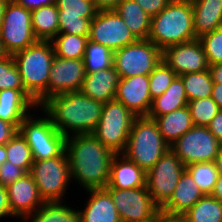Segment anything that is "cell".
Here are the masks:
<instances>
[{
	"mask_svg": "<svg viewBox=\"0 0 222 222\" xmlns=\"http://www.w3.org/2000/svg\"><path fill=\"white\" fill-rule=\"evenodd\" d=\"M207 128L215 138L222 143V109H220L216 116L210 121Z\"/></svg>",
	"mask_w": 222,
	"mask_h": 222,
	"instance_id": "44",
	"label": "cell"
},
{
	"mask_svg": "<svg viewBox=\"0 0 222 222\" xmlns=\"http://www.w3.org/2000/svg\"><path fill=\"white\" fill-rule=\"evenodd\" d=\"M59 14L58 34L89 36L91 20L98 10L87 0H56Z\"/></svg>",
	"mask_w": 222,
	"mask_h": 222,
	"instance_id": "15",
	"label": "cell"
},
{
	"mask_svg": "<svg viewBox=\"0 0 222 222\" xmlns=\"http://www.w3.org/2000/svg\"><path fill=\"white\" fill-rule=\"evenodd\" d=\"M83 59L54 56L47 86V100L52 96L79 91L85 79Z\"/></svg>",
	"mask_w": 222,
	"mask_h": 222,
	"instance_id": "16",
	"label": "cell"
},
{
	"mask_svg": "<svg viewBox=\"0 0 222 222\" xmlns=\"http://www.w3.org/2000/svg\"><path fill=\"white\" fill-rule=\"evenodd\" d=\"M161 60L162 51L148 39L113 52V66L120 78L149 75Z\"/></svg>",
	"mask_w": 222,
	"mask_h": 222,
	"instance_id": "10",
	"label": "cell"
},
{
	"mask_svg": "<svg viewBox=\"0 0 222 222\" xmlns=\"http://www.w3.org/2000/svg\"><path fill=\"white\" fill-rule=\"evenodd\" d=\"M155 222H162L159 218Z\"/></svg>",
	"mask_w": 222,
	"mask_h": 222,
	"instance_id": "57",
	"label": "cell"
},
{
	"mask_svg": "<svg viewBox=\"0 0 222 222\" xmlns=\"http://www.w3.org/2000/svg\"><path fill=\"white\" fill-rule=\"evenodd\" d=\"M183 216L189 222H222V202L204 195Z\"/></svg>",
	"mask_w": 222,
	"mask_h": 222,
	"instance_id": "30",
	"label": "cell"
},
{
	"mask_svg": "<svg viewBox=\"0 0 222 222\" xmlns=\"http://www.w3.org/2000/svg\"><path fill=\"white\" fill-rule=\"evenodd\" d=\"M24 89L19 69L12 55L0 59V90Z\"/></svg>",
	"mask_w": 222,
	"mask_h": 222,
	"instance_id": "39",
	"label": "cell"
},
{
	"mask_svg": "<svg viewBox=\"0 0 222 222\" xmlns=\"http://www.w3.org/2000/svg\"><path fill=\"white\" fill-rule=\"evenodd\" d=\"M9 215L13 216L9 207L7 187L0 185V218Z\"/></svg>",
	"mask_w": 222,
	"mask_h": 222,
	"instance_id": "46",
	"label": "cell"
},
{
	"mask_svg": "<svg viewBox=\"0 0 222 222\" xmlns=\"http://www.w3.org/2000/svg\"><path fill=\"white\" fill-rule=\"evenodd\" d=\"M188 99L180 76H176L168 89L153 99L148 117H159L187 106Z\"/></svg>",
	"mask_w": 222,
	"mask_h": 222,
	"instance_id": "28",
	"label": "cell"
},
{
	"mask_svg": "<svg viewBox=\"0 0 222 222\" xmlns=\"http://www.w3.org/2000/svg\"><path fill=\"white\" fill-rule=\"evenodd\" d=\"M7 192L13 216H22L24 219L31 217L32 212L34 213L40 208L38 205L42 206L45 203L29 172L7 186Z\"/></svg>",
	"mask_w": 222,
	"mask_h": 222,
	"instance_id": "19",
	"label": "cell"
},
{
	"mask_svg": "<svg viewBox=\"0 0 222 222\" xmlns=\"http://www.w3.org/2000/svg\"><path fill=\"white\" fill-rule=\"evenodd\" d=\"M67 137L65 151L69 160L70 177L85 189H100L108 185L115 153L93 134Z\"/></svg>",
	"mask_w": 222,
	"mask_h": 222,
	"instance_id": "1",
	"label": "cell"
},
{
	"mask_svg": "<svg viewBox=\"0 0 222 222\" xmlns=\"http://www.w3.org/2000/svg\"><path fill=\"white\" fill-rule=\"evenodd\" d=\"M0 37L8 55L34 44L37 39L32 30L31 11L14 0H8L3 13Z\"/></svg>",
	"mask_w": 222,
	"mask_h": 222,
	"instance_id": "9",
	"label": "cell"
},
{
	"mask_svg": "<svg viewBox=\"0 0 222 222\" xmlns=\"http://www.w3.org/2000/svg\"><path fill=\"white\" fill-rule=\"evenodd\" d=\"M149 118L156 121L159 132L169 145L174 143L194 126L187 106L159 117Z\"/></svg>",
	"mask_w": 222,
	"mask_h": 222,
	"instance_id": "26",
	"label": "cell"
},
{
	"mask_svg": "<svg viewBox=\"0 0 222 222\" xmlns=\"http://www.w3.org/2000/svg\"><path fill=\"white\" fill-rule=\"evenodd\" d=\"M204 48L209 65L222 63V28L198 38Z\"/></svg>",
	"mask_w": 222,
	"mask_h": 222,
	"instance_id": "40",
	"label": "cell"
},
{
	"mask_svg": "<svg viewBox=\"0 0 222 222\" xmlns=\"http://www.w3.org/2000/svg\"><path fill=\"white\" fill-rule=\"evenodd\" d=\"M195 39L191 1L171 0L159 14L151 17L148 40L162 52L169 46Z\"/></svg>",
	"mask_w": 222,
	"mask_h": 222,
	"instance_id": "3",
	"label": "cell"
},
{
	"mask_svg": "<svg viewBox=\"0 0 222 222\" xmlns=\"http://www.w3.org/2000/svg\"><path fill=\"white\" fill-rule=\"evenodd\" d=\"M185 170L204 195H211L219 176L215 161L187 165Z\"/></svg>",
	"mask_w": 222,
	"mask_h": 222,
	"instance_id": "34",
	"label": "cell"
},
{
	"mask_svg": "<svg viewBox=\"0 0 222 222\" xmlns=\"http://www.w3.org/2000/svg\"><path fill=\"white\" fill-rule=\"evenodd\" d=\"M85 73H92L113 66V51L106 46L87 41L84 55Z\"/></svg>",
	"mask_w": 222,
	"mask_h": 222,
	"instance_id": "35",
	"label": "cell"
},
{
	"mask_svg": "<svg viewBox=\"0 0 222 222\" xmlns=\"http://www.w3.org/2000/svg\"><path fill=\"white\" fill-rule=\"evenodd\" d=\"M19 132L28 143L34 160L54 158L65 150L66 137L49 117L33 120L27 116L20 124Z\"/></svg>",
	"mask_w": 222,
	"mask_h": 222,
	"instance_id": "8",
	"label": "cell"
},
{
	"mask_svg": "<svg viewBox=\"0 0 222 222\" xmlns=\"http://www.w3.org/2000/svg\"><path fill=\"white\" fill-rule=\"evenodd\" d=\"M204 194L194 182L191 175L185 170L179 179L170 199L160 208V213L169 215H183Z\"/></svg>",
	"mask_w": 222,
	"mask_h": 222,
	"instance_id": "21",
	"label": "cell"
},
{
	"mask_svg": "<svg viewBox=\"0 0 222 222\" xmlns=\"http://www.w3.org/2000/svg\"><path fill=\"white\" fill-rule=\"evenodd\" d=\"M6 157V161L21 167L26 173L30 171L34 162L32 151L19 131L6 144Z\"/></svg>",
	"mask_w": 222,
	"mask_h": 222,
	"instance_id": "36",
	"label": "cell"
},
{
	"mask_svg": "<svg viewBox=\"0 0 222 222\" xmlns=\"http://www.w3.org/2000/svg\"><path fill=\"white\" fill-rule=\"evenodd\" d=\"M169 149L156 121L141 116L133 122L123 154L147 173Z\"/></svg>",
	"mask_w": 222,
	"mask_h": 222,
	"instance_id": "5",
	"label": "cell"
},
{
	"mask_svg": "<svg viewBox=\"0 0 222 222\" xmlns=\"http://www.w3.org/2000/svg\"><path fill=\"white\" fill-rule=\"evenodd\" d=\"M215 164H216L218 173H219L220 175H222V147H221V149H220V151H219L218 156H217L216 159H215Z\"/></svg>",
	"mask_w": 222,
	"mask_h": 222,
	"instance_id": "52",
	"label": "cell"
},
{
	"mask_svg": "<svg viewBox=\"0 0 222 222\" xmlns=\"http://www.w3.org/2000/svg\"><path fill=\"white\" fill-rule=\"evenodd\" d=\"M211 196L222 202V175L220 174L218 176L217 182L215 183V187L211 193Z\"/></svg>",
	"mask_w": 222,
	"mask_h": 222,
	"instance_id": "51",
	"label": "cell"
},
{
	"mask_svg": "<svg viewBox=\"0 0 222 222\" xmlns=\"http://www.w3.org/2000/svg\"><path fill=\"white\" fill-rule=\"evenodd\" d=\"M185 165L169 149L146 173V186L153 202L161 208L172 196Z\"/></svg>",
	"mask_w": 222,
	"mask_h": 222,
	"instance_id": "13",
	"label": "cell"
},
{
	"mask_svg": "<svg viewBox=\"0 0 222 222\" xmlns=\"http://www.w3.org/2000/svg\"><path fill=\"white\" fill-rule=\"evenodd\" d=\"M137 4L150 16L159 14L171 0H135Z\"/></svg>",
	"mask_w": 222,
	"mask_h": 222,
	"instance_id": "42",
	"label": "cell"
},
{
	"mask_svg": "<svg viewBox=\"0 0 222 222\" xmlns=\"http://www.w3.org/2000/svg\"><path fill=\"white\" fill-rule=\"evenodd\" d=\"M90 200L79 212V222H122L110 194L104 189H90Z\"/></svg>",
	"mask_w": 222,
	"mask_h": 222,
	"instance_id": "22",
	"label": "cell"
},
{
	"mask_svg": "<svg viewBox=\"0 0 222 222\" xmlns=\"http://www.w3.org/2000/svg\"><path fill=\"white\" fill-rule=\"evenodd\" d=\"M115 11L123 18L137 40L148 39L151 28V17L135 0H122Z\"/></svg>",
	"mask_w": 222,
	"mask_h": 222,
	"instance_id": "27",
	"label": "cell"
},
{
	"mask_svg": "<svg viewBox=\"0 0 222 222\" xmlns=\"http://www.w3.org/2000/svg\"><path fill=\"white\" fill-rule=\"evenodd\" d=\"M19 126L0 119V146L6 145L18 133Z\"/></svg>",
	"mask_w": 222,
	"mask_h": 222,
	"instance_id": "43",
	"label": "cell"
},
{
	"mask_svg": "<svg viewBox=\"0 0 222 222\" xmlns=\"http://www.w3.org/2000/svg\"><path fill=\"white\" fill-rule=\"evenodd\" d=\"M176 76V73L162 59L149 74V90L152 100L162 95Z\"/></svg>",
	"mask_w": 222,
	"mask_h": 222,
	"instance_id": "38",
	"label": "cell"
},
{
	"mask_svg": "<svg viewBox=\"0 0 222 222\" xmlns=\"http://www.w3.org/2000/svg\"><path fill=\"white\" fill-rule=\"evenodd\" d=\"M192 5L196 38L222 28V0H193Z\"/></svg>",
	"mask_w": 222,
	"mask_h": 222,
	"instance_id": "25",
	"label": "cell"
},
{
	"mask_svg": "<svg viewBox=\"0 0 222 222\" xmlns=\"http://www.w3.org/2000/svg\"><path fill=\"white\" fill-rule=\"evenodd\" d=\"M89 36L58 34L51 42L56 56L63 59H84Z\"/></svg>",
	"mask_w": 222,
	"mask_h": 222,
	"instance_id": "32",
	"label": "cell"
},
{
	"mask_svg": "<svg viewBox=\"0 0 222 222\" xmlns=\"http://www.w3.org/2000/svg\"><path fill=\"white\" fill-rule=\"evenodd\" d=\"M162 59L177 76L209 70L204 48L198 38L169 46L162 52Z\"/></svg>",
	"mask_w": 222,
	"mask_h": 222,
	"instance_id": "17",
	"label": "cell"
},
{
	"mask_svg": "<svg viewBox=\"0 0 222 222\" xmlns=\"http://www.w3.org/2000/svg\"><path fill=\"white\" fill-rule=\"evenodd\" d=\"M14 1H16L19 5L30 11L40 8L41 6H47L56 3V0H14Z\"/></svg>",
	"mask_w": 222,
	"mask_h": 222,
	"instance_id": "45",
	"label": "cell"
},
{
	"mask_svg": "<svg viewBox=\"0 0 222 222\" xmlns=\"http://www.w3.org/2000/svg\"><path fill=\"white\" fill-rule=\"evenodd\" d=\"M88 39L115 52L137 41L123 18L115 11H98L91 20Z\"/></svg>",
	"mask_w": 222,
	"mask_h": 222,
	"instance_id": "14",
	"label": "cell"
},
{
	"mask_svg": "<svg viewBox=\"0 0 222 222\" xmlns=\"http://www.w3.org/2000/svg\"><path fill=\"white\" fill-rule=\"evenodd\" d=\"M159 219L162 222H189L183 215H169L165 213H160Z\"/></svg>",
	"mask_w": 222,
	"mask_h": 222,
	"instance_id": "50",
	"label": "cell"
},
{
	"mask_svg": "<svg viewBox=\"0 0 222 222\" xmlns=\"http://www.w3.org/2000/svg\"><path fill=\"white\" fill-rule=\"evenodd\" d=\"M104 103L98 102L80 91L58 94L46 100L41 107L52 124L66 138L67 129L75 135L92 134L103 111Z\"/></svg>",
	"mask_w": 222,
	"mask_h": 222,
	"instance_id": "2",
	"label": "cell"
},
{
	"mask_svg": "<svg viewBox=\"0 0 222 222\" xmlns=\"http://www.w3.org/2000/svg\"><path fill=\"white\" fill-rule=\"evenodd\" d=\"M29 173L44 202H60L71 178L66 151L54 158L34 160Z\"/></svg>",
	"mask_w": 222,
	"mask_h": 222,
	"instance_id": "7",
	"label": "cell"
},
{
	"mask_svg": "<svg viewBox=\"0 0 222 222\" xmlns=\"http://www.w3.org/2000/svg\"><path fill=\"white\" fill-rule=\"evenodd\" d=\"M122 222H155L160 208L153 202L147 186L120 189L106 186Z\"/></svg>",
	"mask_w": 222,
	"mask_h": 222,
	"instance_id": "11",
	"label": "cell"
},
{
	"mask_svg": "<svg viewBox=\"0 0 222 222\" xmlns=\"http://www.w3.org/2000/svg\"><path fill=\"white\" fill-rule=\"evenodd\" d=\"M222 147L207 127L193 126L170 145V149L187 166L215 161Z\"/></svg>",
	"mask_w": 222,
	"mask_h": 222,
	"instance_id": "12",
	"label": "cell"
},
{
	"mask_svg": "<svg viewBox=\"0 0 222 222\" xmlns=\"http://www.w3.org/2000/svg\"><path fill=\"white\" fill-rule=\"evenodd\" d=\"M32 216V222H79V211L61 202H45Z\"/></svg>",
	"mask_w": 222,
	"mask_h": 222,
	"instance_id": "33",
	"label": "cell"
},
{
	"mask_svg": "<svg viewBox=\"0 0 222 222\" xmlns=\"http://www.w3.org/2000/svg\"><path fill=\"white\" fill-rule=\"evenodd\" d=\"M122 0H95V7L98 11L115 10Z\"/></svg>",
	"mask_w": 222,
	"mask_h": 222,
	"instance_id": "47",
	"label": "cell"
},
{
	"mask_svg": "<svg viewBox=\"0 0 222 222\" xmlns=\"http://www.w3.org/2000/svg\"><path fill=\"white\" fill-rule=\"evenodd\" d=\"M12 56L24 90L36 101V105L41 106L47 100L49 74L55 56L52 42L37 40Z\"/></svg>",
	"mask_w": 222,
	"mask_h": 222,
	"instance_id": "4",
	"label": "cell"
},
{
	"mask_svg": "<svg viewBox=\"0 0 222 222\" xmlns=\"http://www.w3.org/2000/svg\"><path fill=\"white\" fill-rule=\"evenodd\" d=\"M187 107L190 111L194 126L203 127H207L220 110L212 97L189 101Z\"/></svg>",
	"mask_w": 222,
	"mask_h": 222,
	"instance_id": "37",
	"label": "cell"
},
{
	"mask_svg": "<svg viewBox=\"0 0 222 222\" xmlns=\"http://www.w3.org/2000/svg\"><path fill=\"white\" fill-rule=\"evenodd\" d=\"M59 14L56 4L41 6L31 11V24L37 40L52 41L59 30Z\"/></svg>",
	"mask_w": 222,
	"mask_h": 222,
	"instance_id": "29",
	"label": "cell"
},
{
	"mask_svg": "<svg viewBox=\"0 0 222 222\" xmlns=\"http://www.w3.org/2000/svg\"><path fill=\"white\" fill-rule=\"evenodd\" d=\"M8 0H0V27L3 19V13Z\"/></svg>",
	"mask_w": 222,
	"mask_h": 222,
	"instance_id": "54",
	"label": "cell"
},
{
	"mask_svg": "<svg viewBox=\"0 0 222 222\" xmlns=\"http://www.w3.org/2000/svg\"><path fill=\"white\" fill-rule=\"evenodd\" d=\"M119 80L120 76L114 66L86 73L79 91L98 102L106 103L114 99Z\"/></svg>",
	"mask_w": 222,
	"mask_h": 222,
	"instance_id": "20",
	"label": "cell"
},
{
	"mask_svg": "<svg viewBox=\"0 0 222 222\" xmlns=\"http://www.w3.org/2000/svg\"><path fill=\"white\" fill-rule=\"evenodd\" d=\"M121 155H114L107 186L120 189H134L146 186V173L124 154ZM120 156L123 157L121 158L123 160L120 159Z\"/></svg>",
	"mask_w": 222,
	"mask_h": 222,
	"instance_id": "23",
	"label": "cell"
},
{
	"mask_svg": "<svg viewBox=\"0 0 222 222\" xmlns=\"http://www.w3.org/2000/svg\"><path fill=\"white\" fill-rule=\"evenodd\" d=\"M8 55V53L5 51L1 37H0V59L4 58Z\"/></svg>",
	"mask_w": 222,
	"mask_h": 222,
	"instance_id": "55",
	"label": "cell"
},
{
	"mask_svg": "<svg viewBox=\"0 0 222 222\" xmlns=\"http://www.w3.org/2000/svg\"><path fill=\"white\" fill-rule=\"evenodd\" d=\"M7 160L6 145L0 146V166Z\"/></svg>",
	"mask_w": 222,
	"mask_h": 222,
	"instance_id": "53",
	"label": "cell"
},
{
	"mask_svg": "<svg viewBox=\"0 0 222 222\" xmlns=\"http://www.w3.org/2000/svg\"><path fill=\"white\" fill-rule=\"evenodd\" d=\"M114 99L123 103L136 117L148 116L153 102L149 75L120 78Z\"/></svg>",
	"mask_w": 222,
	"mask_h": 222,
	"instance_id": "18",
	"label": "cell"
},
{
	"mask_svg": "<svg viewBox=\"0 0 222 222\" xmlns=\"http://www.w3.org/2000/svg\"><path fill=\"white\" fill-rule=\"evenodd\" d=\"M212 99L222 109V83H213Z\"/></svg>",
	"mask_w": 222,
	"mask_h": 222,
	"instance_id": "49",
	"label": "cell"
},
{
	"mask_svg": "<svg viewBox=\"0 0 222 222\" xmlns=\"http://www.w3.org/2000/svg\"><path fill=\"white\" fill-rule=\"evenodd\" d=\"M213 83H222V63L209 65Z\"/></svg>",
	"mask_w": 222,
	"mask_h": 222,
	"instance_id": "48",
	"label": "cell"
},
{
	"mask_svg": "<svg viewBox=\"0 0 222 222\" xmlns=\"http://www.w3.org/2000/svg\"><path fill=\"white\" fill-rule=\"evenodd\" d=\"M136 116L118 100L104 103L100 120L92 133L115 154L125 151Z\"/></svg>",
	"mask_w": 222,
	"mask_h": 222,
	"instance_id": "6",
	"label": "cell"
},
{
	"mask_svg": "<svg viewBox=\"0 0 222 222\" xmlns=\"http://www.w3.org/2000/svg\"><path fill=\"white\" fill-rule=\"evenodd\" d=\"M189 101L212 96L213 80L209 70L180 75Z\"/></svg>",
	"mask_w": 222,
	"mask_h": 222,
	"instance_id": "31",
	"label": "cell"
},
{
	"mask_svg": "<svg viewBox=\"0 0 222 222\" xmlns=\"http://www.w3.org/2000/svg\"><path fill=\"white\" fill-rule=\"evenodd\" d=\"M87 1H90V2L94 3V5H95V0H87Z\"/></svg>",
	"mask_w": 222,
	"mask_h": 222,
	"instance_id": "56",
	"label": "cell"
},
{
	"mask_svg": "<svg viewBox=\"0 0 222 222\" xmlns=\"http://www.w3.org/2000/svg\"><path fill=\"white\" fill-rule=\"evenodd\" d=\"M32 106H36V101L24 89L0 90V119L3 121L21 124Z\"/></svg>",
	"mask_w": 222,
	"mask_h": 222,
	"instance_id": "24",
	"label": "cell"
},
{
	"mask_svg": "<svg viewBox=\"0 0 222 222\" xmlns=\"http://www.w3.org/2000/svg\"><path fill=\"white\" fill-rule=\"evenodd\" d=\"M25 174L26 172L21 167H18L9 161H5L0 166V185L7 187Z\"/></svg>",
	"mask_w": 222,
	"mask_h": 222,
	"instance_id": "41",
	"label": "cell"
}]
</instances>
